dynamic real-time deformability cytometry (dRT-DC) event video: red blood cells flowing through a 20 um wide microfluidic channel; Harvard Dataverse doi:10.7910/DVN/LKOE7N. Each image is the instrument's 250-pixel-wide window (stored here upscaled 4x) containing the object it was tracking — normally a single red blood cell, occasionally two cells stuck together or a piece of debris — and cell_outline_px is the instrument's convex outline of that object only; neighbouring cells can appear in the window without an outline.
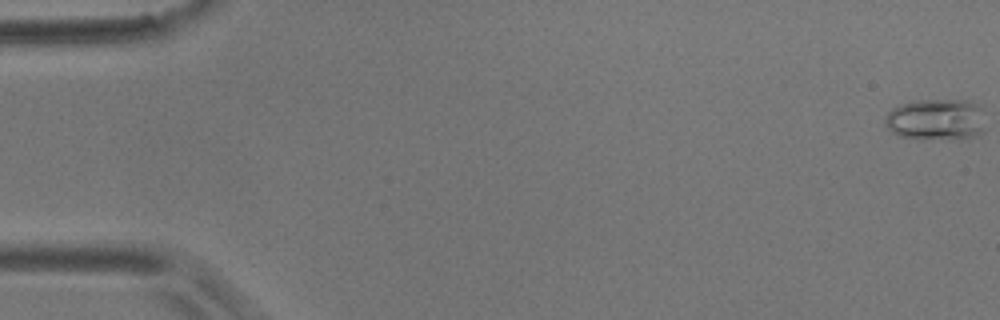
{"species": "common noctule bat (a hibernating species)", "species_latin": "Nyctalus noctula", "temperature_condition": "room temperature", "stored_images_in_passage": 57, "camera_frame_rate_fps": 3000, "um_per_image_px": 0.085, "animal": {"sex": "male", "body_mass_g": 17.9}, "frame": {"image": 1, "passage_image": 1, "time_ms": 0.0, "image_size_px": [1000, 320], "cell_outline_px": [[984, 132], [980, 136], [956, 140], [920, 140], [900, 136], [892, 132], [884, 124], [884, 116], [892, 108], [900, 104], [916, 100], [968, 100], [976, 104], [980, 108], [984, 128]], "centroid_in_image_um": [79.55, 10.2], "position_along_channel_um": 5.5, "area_um2": 24.97}}
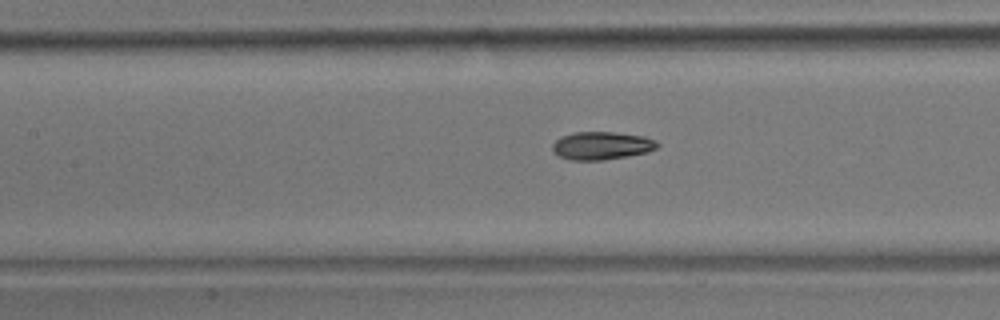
{"frame": {"image": 2, "passage_image": 26, "time_ms": 8.333, "image_size_px": [1000, 320], "cell_outline_px": [[660, 144], [656, 148], [648, 152], [628, 156], [604, 160], [572, 160], [560, 156], [552, 152], [552, 144], [560, 136], [572, 132], [612, 132], [644, 136], [656, 140]], "centroid_in_image_um": [51.13, 12.38], "position_along_channel_um": 156.3, "area_um2": 17.22}}
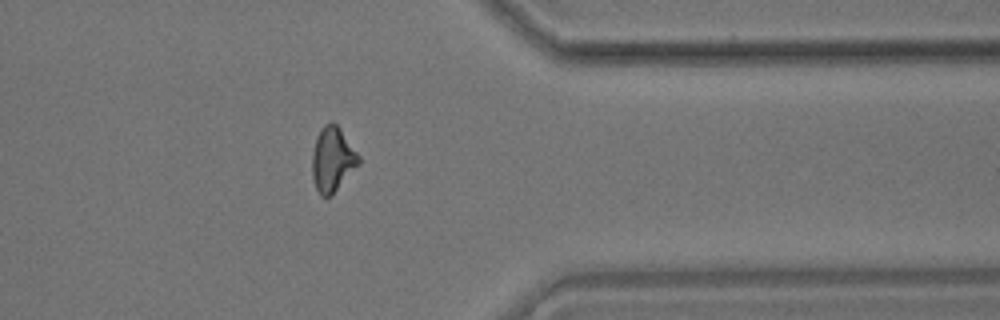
{"frame": {"image": 3, "passage_image": 46, "time_ms": 15.0, "image_size_px": [1000, 320], "cell_outline_px": [[360, 164], [332, 196], [320, 196], [316, 188], [312, 176], [312, 152], [316, 136], [320, 128], [324, 124], [332, 120], [340, 128], [360, 156]], "centroid_in_image_um": [28.26, 13.54], "position_along_channel_um": 383.1, "area_um2": 17.86}, "authors_computed_cell_mechanics": {"area_um2": 17.34, "velocity_mm_per_s": 3.5853, "shape_relaxation_time_tau1_ms": 8.4665, "shape_relaxation_time_tau2_ms": 2.952, "deformation_change_tau1": 0.2112, "deformation_change_tau2": 0.0946}}